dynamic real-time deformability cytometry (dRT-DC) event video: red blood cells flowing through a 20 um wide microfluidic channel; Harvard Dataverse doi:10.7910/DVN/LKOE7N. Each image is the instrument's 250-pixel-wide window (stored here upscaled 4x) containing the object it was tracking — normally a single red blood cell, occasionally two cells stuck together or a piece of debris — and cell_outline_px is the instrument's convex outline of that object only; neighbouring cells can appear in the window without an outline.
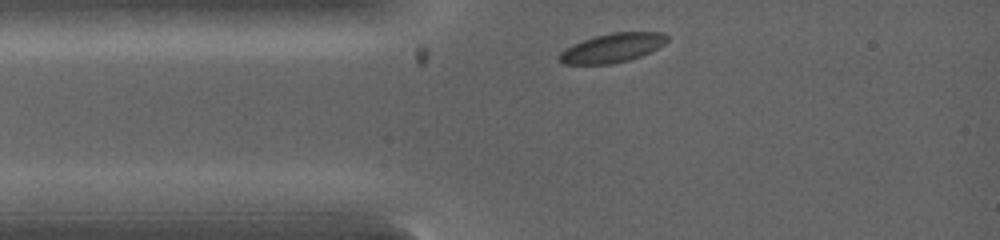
{"species": "common noctule bat (a hibernating species)", "species_latin": "Nyctalus noctula", "temperature_condition": "warm", "stored_images_in_passage": 16, "camera_frame_rate_fps": 5000, "um_per_image_px": 0.085, "animal": {"sex": "female", "body_mass_g": 19.0, "forearm_length_mm": 53.3}, "frame": {"image": 1, "passage_image": 1, "time_ms": 0.0, "image_size_px": [1000, 240], "cell_outline_px": [[668, 40], [664, 44], [640, 56], [628, 60], [608, 64], [564, 64], [560, 60], [560, 52], [572, 44], [596, 36], [612, 32], [664, 32], [668, 36]], "centroid_in_image_um": [52.06, 4.06], "position_along_channel_um": 32.9, "area_um2": 17.98}}
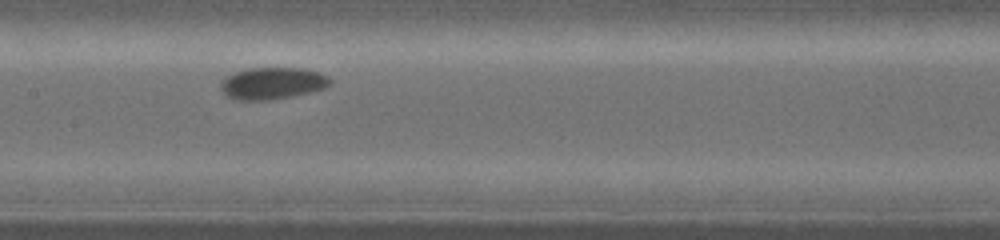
{"frame": {"image": 2, "passage_image": 10, "time_ms": 3.0, "image_size_px": [1000, 240], "cell_outline_px": [[332, 80], [324, 88], [308, 92], [268, 100], [236, 100], [228, 96], [220, 88], [220, 84], [228, 76], [236, 72], [248, 68], [304, 68], [328, 76]], "centroid_in_image_um": [23.14, 7.07], "position_along_channel_um": 184.3, "area_um2": 19.88}}
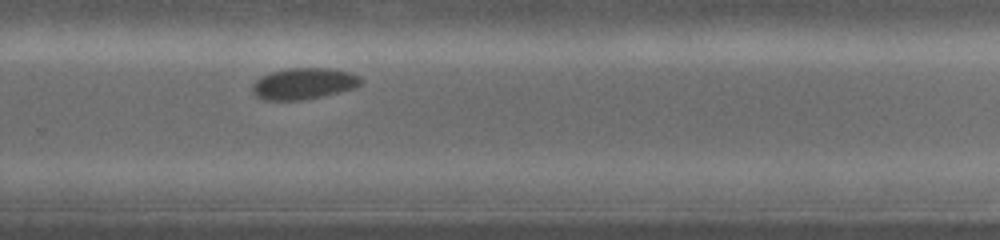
{"frame": {"image": 3, "passage_image": 16, "time_ms": 5.2, "image_size_px": [1000, 240], "cell_outline_px": [[360, 84], [352, 88], [320, 96], [300, 100], [264, 100], [256, 96], [252, 92], [252, 88], [256, 80], [272, 72], [288, 68], [328, 68], [348, 72], [360, 76]], "centroid_in_image_um": [25.78, 7.1], "position_along_channel_um": 304.0, "area_um2": 19.31}}